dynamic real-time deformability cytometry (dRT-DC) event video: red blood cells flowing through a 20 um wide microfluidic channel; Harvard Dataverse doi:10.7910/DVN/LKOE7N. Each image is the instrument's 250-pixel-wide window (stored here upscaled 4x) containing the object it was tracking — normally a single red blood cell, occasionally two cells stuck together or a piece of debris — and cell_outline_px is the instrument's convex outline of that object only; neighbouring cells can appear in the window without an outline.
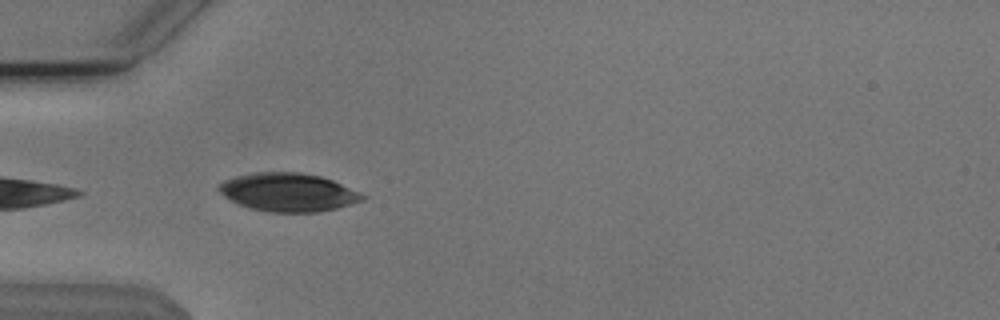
{"species": "Egyptian fruit bat (a non-hibernating species)", "species_latin": "Rousettus aegyptiacus", "temperature_condition": "cold", "stored_images_in_passage": 5, "camera_frame_rate_fps": 3000, "um_per_image_px": 0.085, "animal": {"sex": "male"}, "frame": {"image": 1, "passage_image": 2, "time_ms": 0.333, "image_size_px": [1000, 320], "cell_outline_px": [[368, 196], [364, 200], [336, 208], [320, 212], [268, 212], [248, 208], [224, 196], [216, 188], [216, 184], [224, 180], [236, 176], [252, 172], [300, 172], [320, 176], [332, 180]], "centroid_in_image_um": [24.47, 16.34], "position_along_channel_um": 60.5, "area_um2": 32.19}}